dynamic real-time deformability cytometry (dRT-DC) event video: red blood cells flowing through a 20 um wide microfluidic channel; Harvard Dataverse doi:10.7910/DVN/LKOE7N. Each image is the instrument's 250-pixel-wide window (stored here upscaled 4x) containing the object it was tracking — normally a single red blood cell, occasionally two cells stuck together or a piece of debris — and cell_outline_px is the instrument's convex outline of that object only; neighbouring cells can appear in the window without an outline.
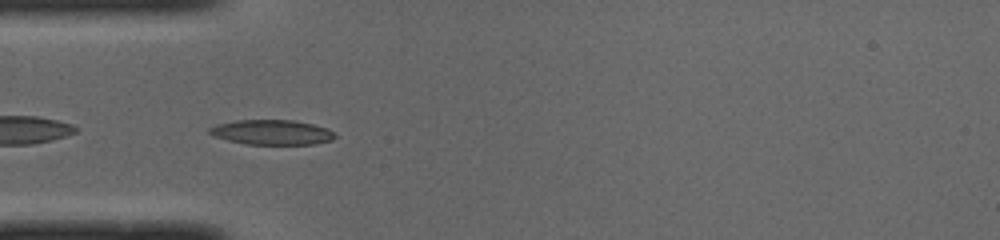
{"species": "common noctule bat (a hibernating species)", "species_latin": "Nyctalus noctula", "temperature_condition": "cold", "stored_images_in_passage": 36, "camera_frame_rate_fps": 3000, "um_per_image_px": 0.085, "animal": {"sex": "male", "body_mass_g": 19.0, "forearm_length_mm": 50.8}, "frame": {"image": 1, "passage_image": 1, "time_ms": 0.0, "image_size_px": [1000, 240], "cell_outline_px": [[336, 136], [332, 140], [316, 144], [248, 144], [228, 140], [216, 136], [208, 132], [208, 128], [216, 124], [236, 120], [292, 120], [312, 124], [328, 128]], "centroid_in_image_um": [23.11, 11.24], "position_along_channel_um": 61.9, "area_um2": 18.09}}
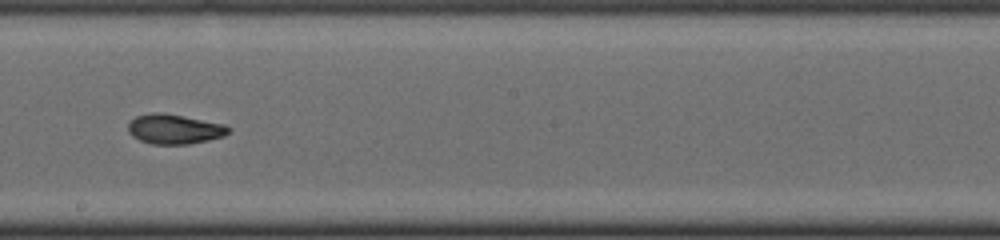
{"frame": {"image": 2, "passage_image": 14, "time_ms": 4.333, "image_size_px": [1000, 240], "cell_outline_px": [[232, 128], [224, 136], [208, 140], [188, 144], [152, 144], [140, 140], [132, 136], [128, 132], [128, 124], [136, 116], [152, 112], [160, 112], [224, 124]], "centroid_in_image_um": [14.81, 10.97], "position_along_channel_um": 233.4, "area_um2": 17.28}}
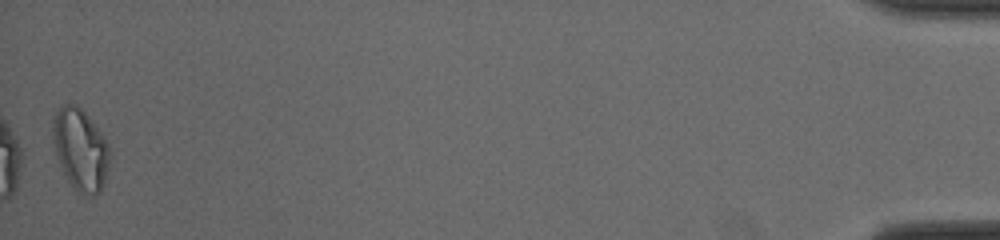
{"frame": {"image": 3, "passage_image": 36, "time_ms": 11.667, "image_size_px": [1000, 240], "cell_outline_px": [[112, 152], [104, 184], [100, 192], [96, 196], [88, 196], [80, 192], [68, 180], [56, 156], [52, 140], [52, 116], [60, 104], [76, 104], [88, 116], [100, 132], [108, 144]], "centroid_in_image_um": [6.83, 12.68], "position_along_channel_um": 428.4, "area_um2": 27.34}, "authors_computed_cell_mechanics": {"area_um2": 17.4845, "velocity_mm_per_s": 3.9819, "shape_relaxation_time_tau1_ms": 5.9581, "shape_relaxation_time_tau2_ms": 3.3105, "deformation_change_tau1": 0.1954, "deformation_change_tau2": 0.0908}}